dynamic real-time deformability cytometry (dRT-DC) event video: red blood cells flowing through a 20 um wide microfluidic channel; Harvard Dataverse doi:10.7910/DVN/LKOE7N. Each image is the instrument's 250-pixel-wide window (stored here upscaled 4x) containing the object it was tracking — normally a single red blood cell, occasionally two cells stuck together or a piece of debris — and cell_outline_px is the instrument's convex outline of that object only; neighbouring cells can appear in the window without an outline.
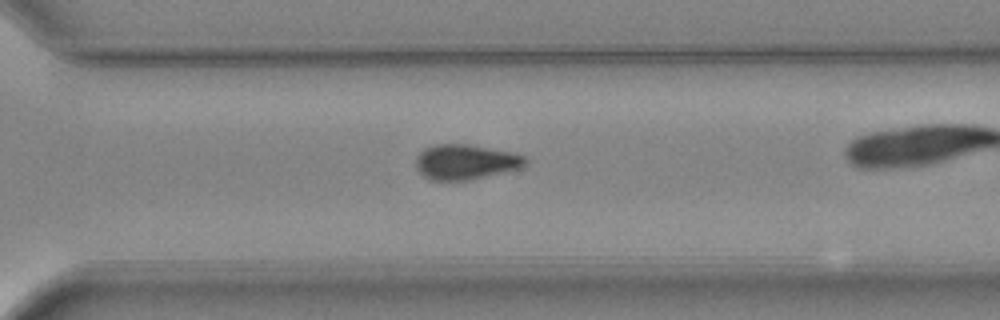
{"species": "common noctule bat (a hibernating species)", "species_latin": "Nyctalus noctula", "temperature_condition": "warm", "stored_images_in_passage": 30, "camera_frame_rate_fps": 3000, "um_per_image_px": 0.085, "animal": {"sex": "female", "body_mass_g": 24.6, "forearm_length_mm": 56.2}, "frame": {"image": 1, "passage_image": 26, "time_ms": 8.333, "image_size_px": [1000, 320], "cell_outline_px": [[528, 164], [520, 168], [504, 172], [468, 180], [432, 180], [424, 176], [416, 168], [416, 156], [424, 148], [436, 144], [468, 144], [512, 152], [524, 156], [528, 160]], "centroid_in_image_um": [39.58, 13.76], "position_along_channel_um": 331.0, "area_um2": 22.37}}